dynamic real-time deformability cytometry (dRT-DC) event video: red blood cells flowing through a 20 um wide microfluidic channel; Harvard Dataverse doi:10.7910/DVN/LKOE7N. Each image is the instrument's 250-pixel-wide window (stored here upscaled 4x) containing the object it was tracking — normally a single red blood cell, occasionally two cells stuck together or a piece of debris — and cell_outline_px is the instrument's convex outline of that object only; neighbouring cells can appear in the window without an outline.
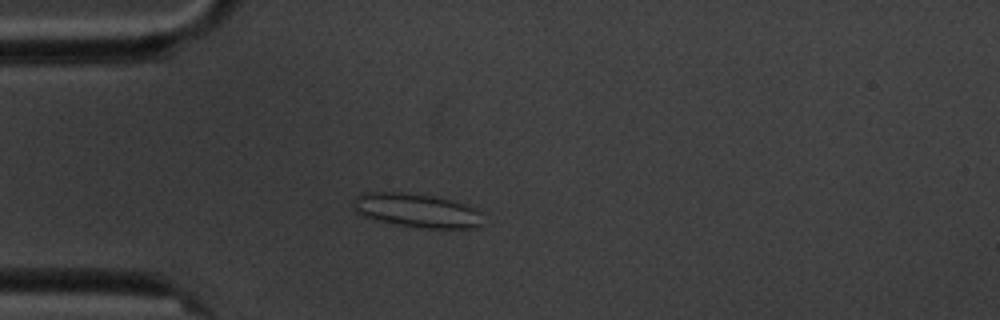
{"species": "common noctule bat (a hibernating species)", "species_latin": "Nyctalus noctula", "temperature_condition": "cold", "stored_images_in_passage": 12, "camera_frame_rate_fps": 3000, "um_per_image_px": 0.085, "animal": {"sex": "male", "body_mass_g": 20.1, "forearm_length_mm": 53.5}, "frame": {"image": 1, "passage_image": 4, "time_ms": 4.333, "image_size_px": [1000, 320], "cell_outline_px": [[484, 224], [472, 228], [420, 228], [396, 224], [376, 220], [364, 216], [356, 212], [352, 208], [352, 204], [356, 196], [360, 192], [400, 192], [436, 196], [452, 200], [464, 204], [480, 212]], "centroid_in_image_um": [35.39, 17.88], "position_along_channel_um": 49.6, "area_um2": 25.78}}
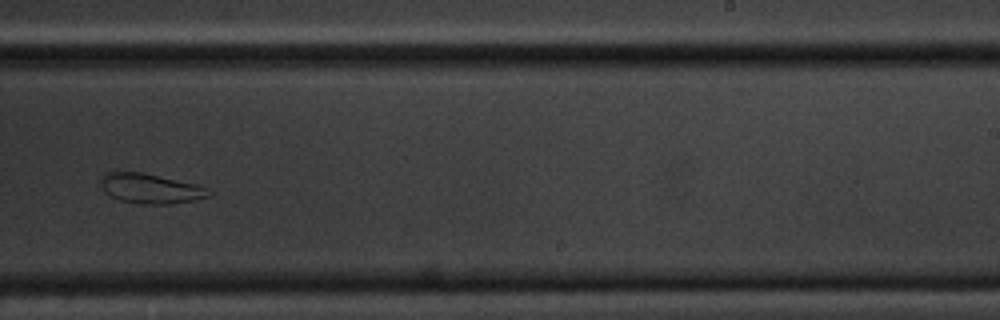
{"frame": {"image": 2, "passage_image": 10, "time_ms": 11.333, "image_size_px": [1000, 320], "cell_outline_px": [[212, 192], [208, 196], [192, 200], [172, 204], [144, 204], [120, 200], [112, 196], [100, 184], [100, 180], [104, 172], [140, 172], [196, 184]], "centroid_in_image_um": [12.77, 16.02], "position_along_channel_um": 276.2, "area_um2": 18.32}}
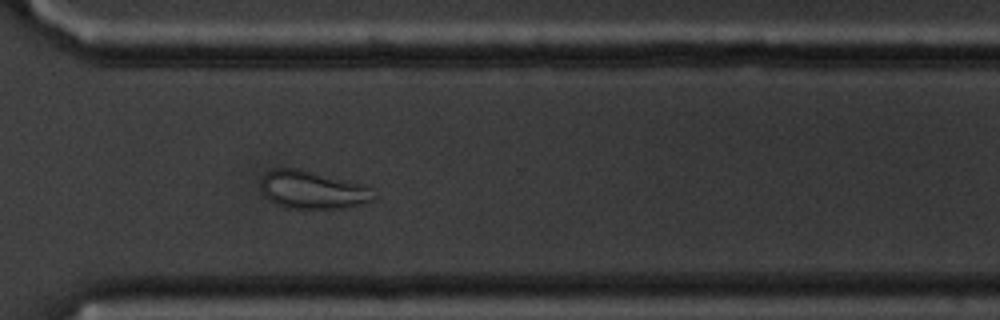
{"frame": {"image": 3, "passage_image": 12, "time_ms": 13.333, "image_size_px": [1000, 320], "cell_outline_px": [[376, 196], [372, 200], [364, 204], [344, 208], [288, 208], [276, 204], [268, 200], [264, 196], [260, 188], [260, 180], [264, 172], [272, 168], [300, 168], [364, 184]], "centroid_in_image_um": [26.51, 16.12], "position_along_channel_um": 344.1, "area_um2": 25.37}}